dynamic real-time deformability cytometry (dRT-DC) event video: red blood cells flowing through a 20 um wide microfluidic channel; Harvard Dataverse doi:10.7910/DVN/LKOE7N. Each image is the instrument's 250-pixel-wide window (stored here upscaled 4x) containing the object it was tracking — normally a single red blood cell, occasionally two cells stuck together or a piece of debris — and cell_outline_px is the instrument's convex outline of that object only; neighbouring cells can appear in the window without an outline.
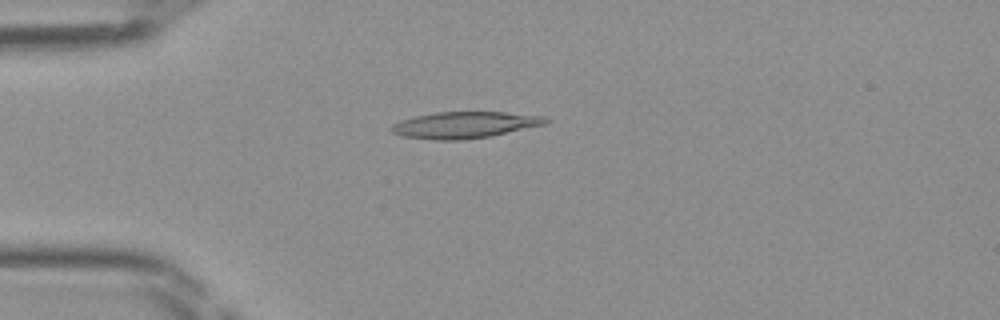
{"species": "Egyptian fruit bat (a non-hibernating species)", "species_latin": "Rousettus aegyptiacus", "temperature_condition": "room temperature", "stored_images_in_passage": 47, "camera_frame_rate_fps": 3000, "um_per_image_px": 0.085, "frame": {"image": 1, "passage_image": 12, "time_ms": 3.667, "image_size_px": [1000, 320], "cell_outline_px": [[548, 120], [544, 124], [492, 136], [460, 140], [432, 140], [400, 136], [392, 132], [388, 128], [392, 124], [400, 120], [416, 116], [436, 112], [504, 112], [544, 116]], "centroid_in_image_um": [39.42, 10.62], "position_along_channel_um": 45.6, "area_um2": 23.81}}
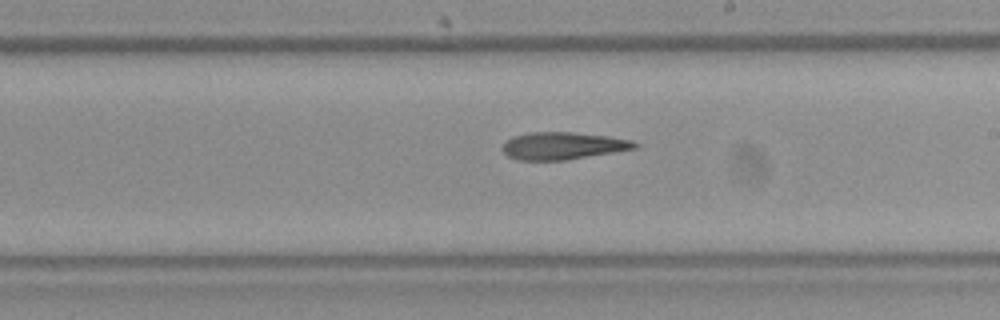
{"frame": {"image": 2, "passage_image": 27, "time_ms": 8.667, "image_size_px": [1000, 320], "cell_outline_px": [[640, 144], [636, 148], [564, 160], [516, 160], [508, 156], [504, 152], [504, 144], [512, 136], [532, 132], [572, 132], [608, 136], [632, 140]], "centroid_in_image_um": [47.85, 12.38], "position_along_channel_um": 241.2, "area_um2": 20.81}}
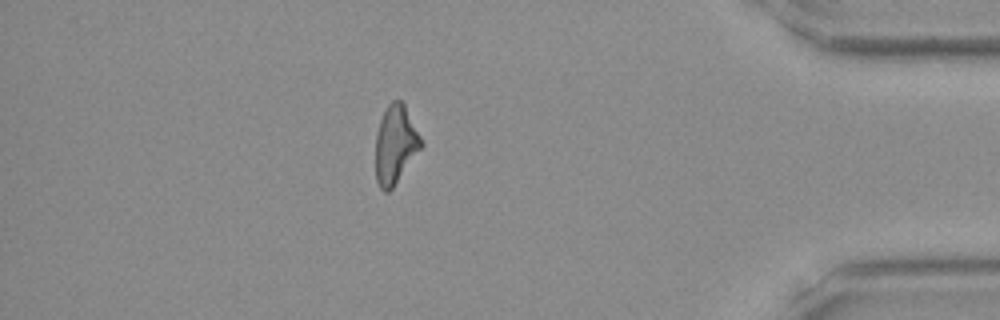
{"frame": {"image": 3, "passage_image": 41, "time_ms": 13.333, "image_size_px": [1000, 320], "cell_outline_px": [[424, 144], [392, 188], [388, 192], [384, 192], [380, 188], [376, 180], [376, 136], [380, 120], [388, 104], [392, 100], [400, 100], [404, 104]], "centroid_in_image_um": [33.6, 12.29], "position_along_channel_um": 401.6, "area_um2": 20.46}}